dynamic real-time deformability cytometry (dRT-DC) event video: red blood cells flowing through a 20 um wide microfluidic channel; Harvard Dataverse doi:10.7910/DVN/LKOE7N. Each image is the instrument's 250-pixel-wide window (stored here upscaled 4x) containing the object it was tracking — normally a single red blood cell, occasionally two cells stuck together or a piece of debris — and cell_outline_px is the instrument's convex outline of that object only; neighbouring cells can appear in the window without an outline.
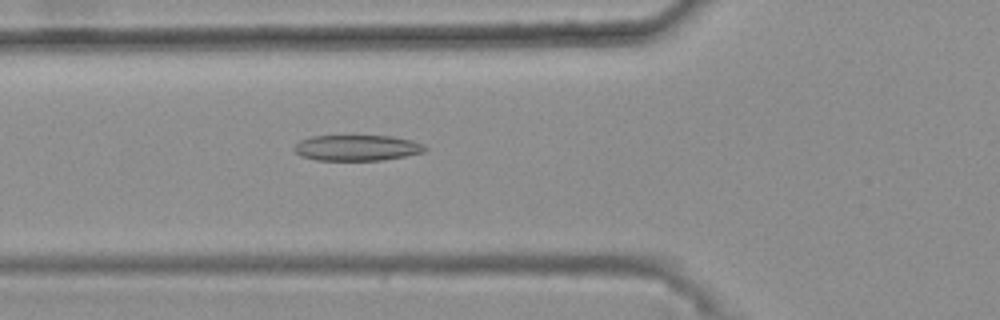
{"species": "common noctule bat (a hibernating species)", "species_latin": "Nyctalus noctula", "temperature_condition": "warm", "stored_images_in_passage": 40, "camera_frame_rate_fps": 3000, "um_per_image_px": 0.085, "animal": {"sex": "female", "body_mass_g": 25.1}, "frame": {"image": 1, "passage_image": 11, "time_ms": 3.333, "image_size_px": [1000, 320], "cell_outline_px": [[428, 148], [424, 152], [404, 156], [380, 160], [316, 160], [300, 156], [292, 148], [300, 140], [312, 136], [392, 136], [412, 140], [424, 144]], "centroid_in_image_um": [30.34, 12.56], "position_along_channel_um": 95.5, "area_um2": 19.65}}
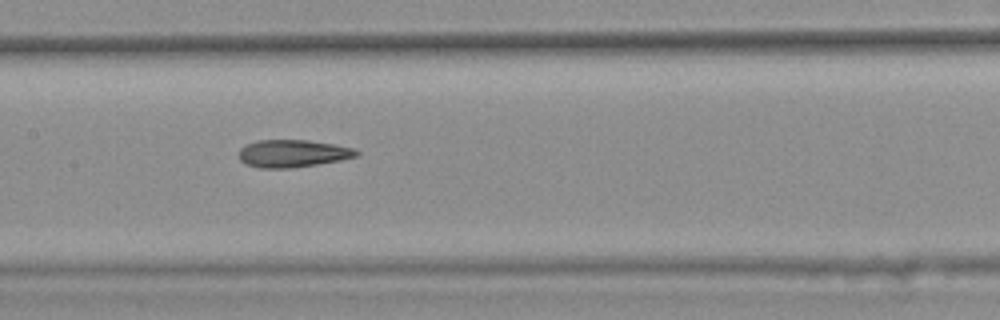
{"frame": {"image": 2, "passage_image": 18, "time_ms": 5.667, "image_size_px": [1000, 320], "cell_outline_px": [[360, 156], [340, 160], [316, 164], [288, 168], [260, 168], [244, 164], [236, 156], [240, 148], [256, 140], [308, 140], [336, 144], [352, 148], [360, 152]], "centroid_in_image_um": [24.85, 13.04], "position_along_channel_um": 182.5, "area_um2": 19.02}}
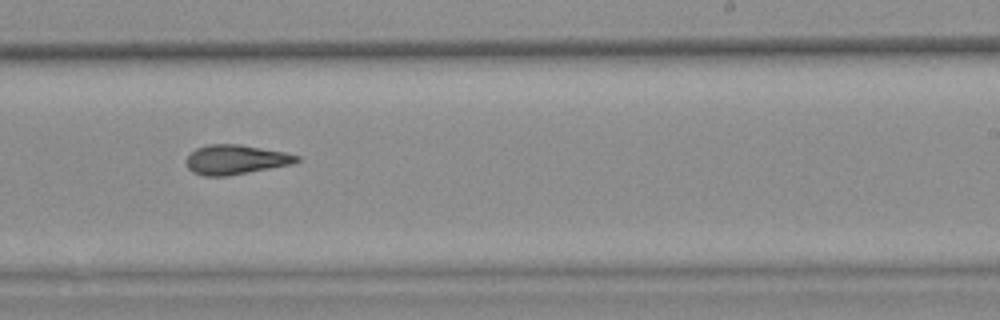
{"frame": {"image": 3, "passage_image": 25, "time_ms": 8.0, "image_size_px": [1000, 320], "cell_outline_px": [[300, 160], [292, 164], [228, 176], [204, 176], [192, 172], [188, 168], [188, 156], [196, 148], [208, 144], [240, 144], [284, 152], [300, 156]], "centroid_in_image_um": [20.04, 13.56], "position_along_channel_um": 269.0, "area_um2": 18.9}, "authors_computed_cell_mechanics": {"area_um2": 18.9295, "velocity_mm_per_s": 3.7159, "shape_relaxation_time_tau1_ms": null, "shape_relaxation_time_tau2_ms": 2.7609, "deformation_change_tau1": null, "deformation_change_tau2": 0.1204}}